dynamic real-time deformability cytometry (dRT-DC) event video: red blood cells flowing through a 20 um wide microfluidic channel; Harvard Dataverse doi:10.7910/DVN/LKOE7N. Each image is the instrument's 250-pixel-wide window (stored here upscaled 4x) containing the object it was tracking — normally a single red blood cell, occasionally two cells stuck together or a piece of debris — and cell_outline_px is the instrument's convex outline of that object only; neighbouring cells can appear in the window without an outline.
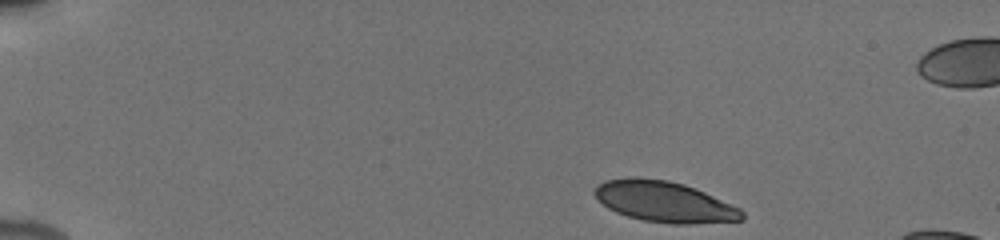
{"species": "human", "species_latin": "Homo sapiens", "temperature_condition": "cold", "stored_images_in_passage": 41, "camera_frame_rate_fps": 3000, "um_per_image_px": 0.085, "donor": {"sex": "male"}, "frame": {"image": 1, "passage_image": 1, "time_ms": 0.0, "image_size_px": [1000, 240], "cell_outline_px": [[744, 220], [692, 224], [672, 224], [644, 220], [628, 216], [616, 212], [608, 208], [592, 192], [596, 184], [604, 180], [628, 176], [636, 176], [668, 180], [684, 184], [696, 188], [740, 208], [744, 212]], "centroid_in_image_um": [56.45, 17.13], "position_along_channel_um": 28.5, "area_um2": 35.37}}
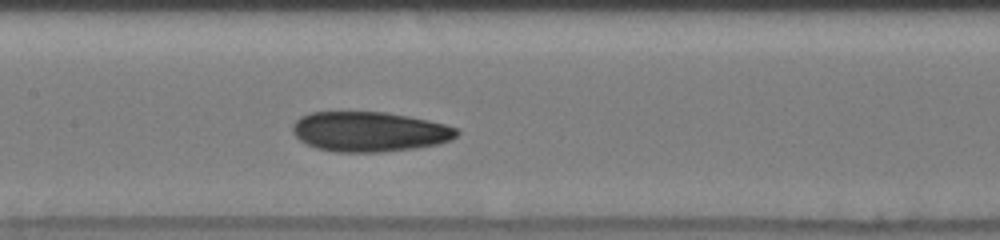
{"frame": {"image": 2, "passage_image": 18, "time_ms": 6.333, "image_size_px": [1000, 240], "cell_outline_px": [[460, 132], [452, 140], [440, 144], [416, 148], [380, 152], [336, 152], [316, 148], [300, 140], [292, 132], [292, 124], [300, 116], [312, 112], [384, 112], [408, 116], [428, 120], [444, 124], [456, 128]], "centroid_in_image_um": [31.4, 11.19], "position_along_channel_um": 176.0, "area_um2": 38.32}}
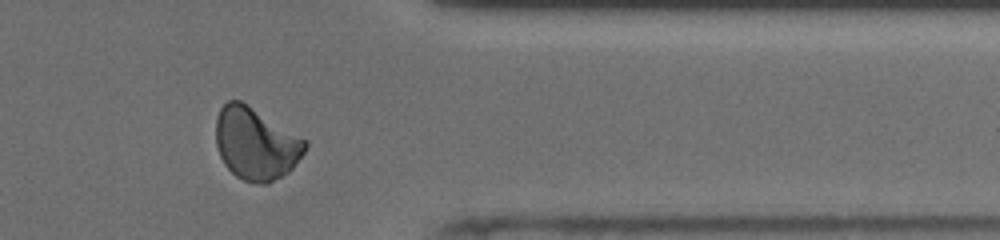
{"frame": {"image": 3, "passage_image": 34, "time_ms": 12.0, "image_size_px": [1000, 240], "cell_outline_px": [[308, 144], [304, 152], [292, 168], [288, 172], [268, 184], [260, 184], [244, 180], [236, 176], [224, 164], [220, 156], [216, 144], [216, 120], [220, 108], [228, 100], [240, 100], [308, 140]], "centroid_in_image_um": [21.75, 12.21], "position_along_channel_um": 389.7, "area_um2": 37.51}, "authors_computed_cell_mechanics": {"area_um2": 37.2232, "velocity_mm_per_s": 3.9031, "shape_relaxation_time_tau1_ms": 5.1446, "shape_relaxation_time_tau2_ms": 2.8672, "deformation_change_tau1": 0.1493, "deformation_change_tau2": 0.0714}}